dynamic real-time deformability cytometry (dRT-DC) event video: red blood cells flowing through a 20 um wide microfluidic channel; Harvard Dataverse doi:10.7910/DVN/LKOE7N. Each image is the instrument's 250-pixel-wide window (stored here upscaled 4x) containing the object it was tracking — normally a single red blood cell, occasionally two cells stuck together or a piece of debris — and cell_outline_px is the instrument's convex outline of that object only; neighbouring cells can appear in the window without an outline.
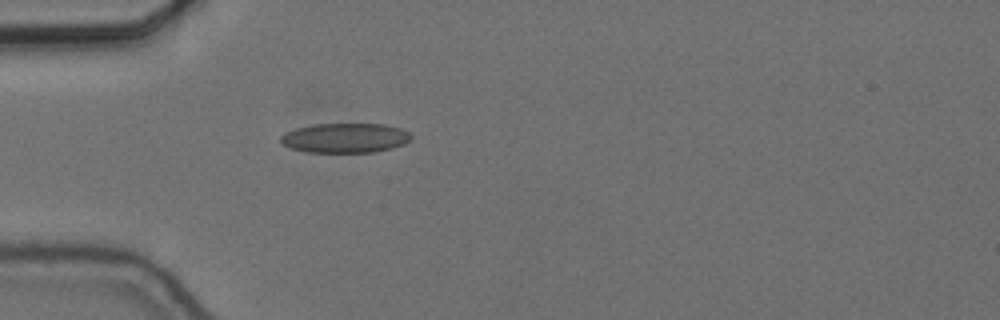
{"species": "common noctule bat (a hibernating species)", "species_latin": "Nyctalus noctula", "temperature_condition": "cold", "stored_images_in_passage": 40, "camera_frame_rate_fps": 3000, "um_per_image_px": 0.085, "animal": {"sex": "female", "body_mass_g": 24.6, "forearm_length_mm": 56.2}, "frame": {"image": 1, "passage_image": 1, "time_ms": 0.0, "image_size_px": [1000, 320], "cell_outline_px": [[412, 140], [404, 144], [392, 148], [372, 152], [308, 152], [292, 148], [284, 144], [280, 140], [280, 136], [284, 132], [296, 128], [312, 124], [384, 124], [400, 128], [408, 132], [412, 136]], "centroid_in_image_um": [29.35, 11.72], "position_along_channel_um": 55.7, "area_um2": 22.54}}
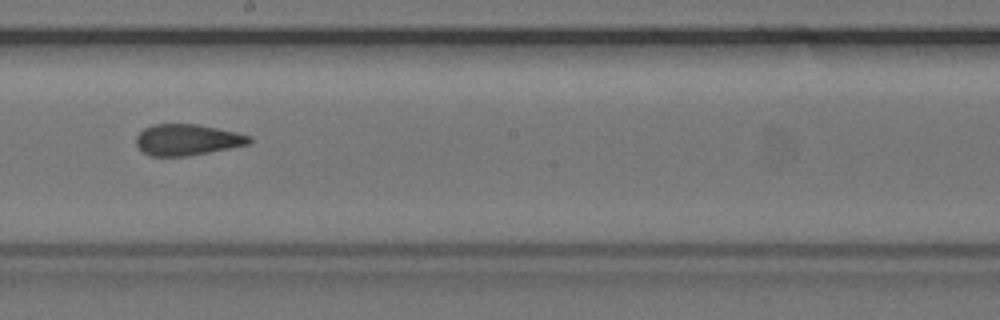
{"frame": {"image": 2, "passage_image": 16, "time_ms": 5.0, "image_size_px": [1000, 320], "cell_outline_px": [[252, 140], [248, 144], [188, 156], [148, 156], [136, 144], [136, 136], [144, 128], [152, 124], [196, 124], [236, 132], [252, 136]], "centroid_in_image_um": [15.89, 11.88], "position_along_channel_um": 232.3, "area_um2": 20.4}}
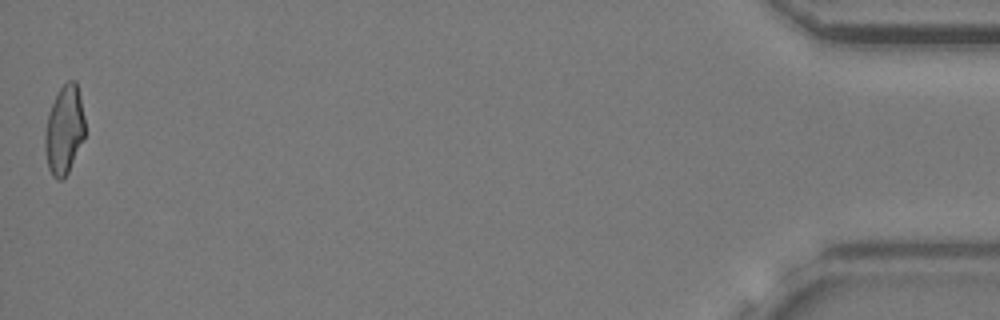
{"frame": {"image": 3, "passage_image": 40, "time_ms": 13.0, "image_size_px": [1000, 320], "cell_outline_px": [[84, 136], [68, 172], [60, 180], [56, 180], [52, 176], [48, 168], [44, 148], [44, 132], [48, 112], [60, 88], [68, 80], [76, 80], [80, 96], [84, 116]], "centroid_in_image_um": [5.43, 11.04], "position_along_channel_um": 429.8, "area_um2": 20.58}, "authors_computed_cell_mechanics": {"area_um2": 21.0392, "velocity_mm_per_s": 3.6532, "shape_relaxation_time_tau1_ms": null, "shape_relaxation_time_tau2_ms": 1.6027, "deformation_change_tau1": null, "deformation_change_tau2": 0.0807}}